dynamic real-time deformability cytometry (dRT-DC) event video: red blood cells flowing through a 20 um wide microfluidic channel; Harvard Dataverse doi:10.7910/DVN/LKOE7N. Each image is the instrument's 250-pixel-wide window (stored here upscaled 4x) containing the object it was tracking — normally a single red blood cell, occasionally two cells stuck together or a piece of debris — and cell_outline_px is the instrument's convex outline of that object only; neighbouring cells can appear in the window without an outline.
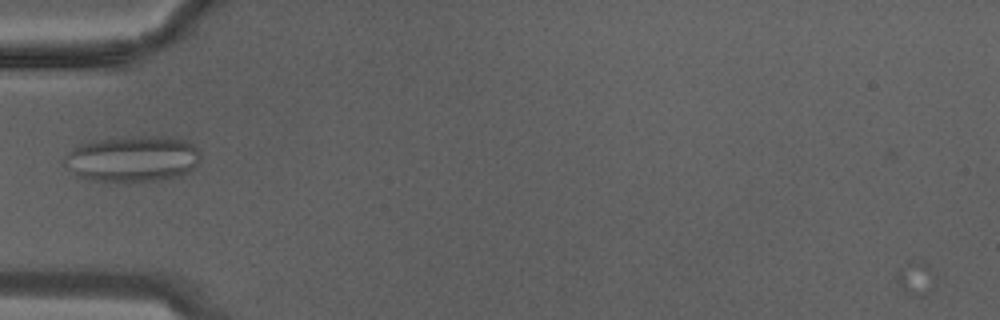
{"species": "Egyptian fruit bat (a non-hibernating species)", "species_latin": "Rousettus aegyptiacus", "temperature_condition": "warm", "stored_images_in_passage": 21, "camera_frame_rate_fps": 3000, "um_per_image_px": 0.085, "animal": {"sex": "male"}, "frame": {"image": 1, "passage_image": 1, "time_ms": 0.0, "image_size_px": [1000, 320], "cell_outline_px": [[200, 160], [188, 172], [180, 176], [156, 180], [92, 180], [76, 176], [60, 160], [72, 148], [80, 144], [96, 140], [120, 136], [156, 136], [188, 140], [200, 152]], "centroid_in_image_um": [11.24, 13.47], "position_along_channel_um": 73.8, "area_um2": 36.47}}
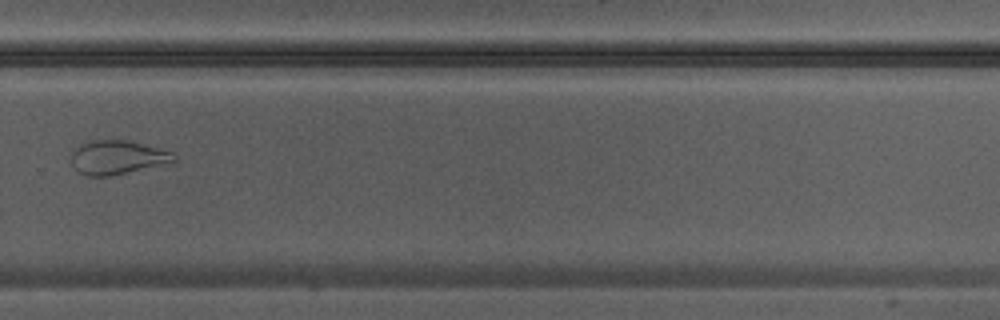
{"frame": {"image": 2, "passage_image": 12, "time_ms": 3.667, "image_size_px": [1000, 320], "cell_outline_px": [[176, 164], [108, 176], [88, 176], [76, 172], [72, 164], [72, 152], [80, 144], [88, 140], [128, 140], [172, 152], [176, 156]], "centroid_in_image_um": [10.03, 13.4], "position_along_channel_um": 319.8, "area_um2": 20.81}}